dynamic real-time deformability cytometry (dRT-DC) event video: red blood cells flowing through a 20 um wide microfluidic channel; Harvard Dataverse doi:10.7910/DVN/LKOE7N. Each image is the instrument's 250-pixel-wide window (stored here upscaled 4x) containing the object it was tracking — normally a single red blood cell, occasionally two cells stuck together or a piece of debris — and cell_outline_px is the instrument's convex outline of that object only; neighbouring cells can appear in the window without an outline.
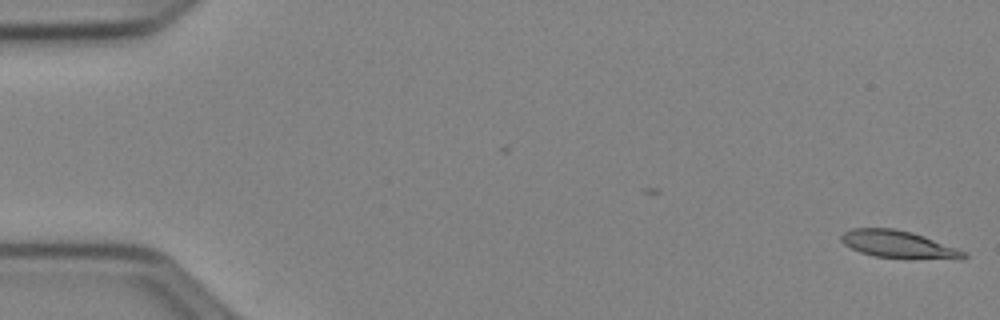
{"species": "Egyptian fruit bat (a non-hibernating species)", "species_latin": "Rousettus aegyptiacus", "temperature_condition": "cold", "stored_images_in_passage": 45, "camera_frame_rate_fps": 3000, "um_per_image_px": 0.085, "animal": {"sex": "female"}, "frame": {"image": 1, "passage_image": 1, "time_ms": 0.0, "image_size_px": [1000, 320], "cell_outline_px": [[968, 256], [964, 260], [960, 260], [872, 256], [860, 252], [844, 244], [840, 240], [840, 236], [844, 232], [852, 228], [892, 228], [912, 232], [924, 236], [956, 248], [964, 252]], "centroid_in_image_um": [76.37, 20.77], "position_along_channel_um": 8.6, "area_um2": 19.48}}
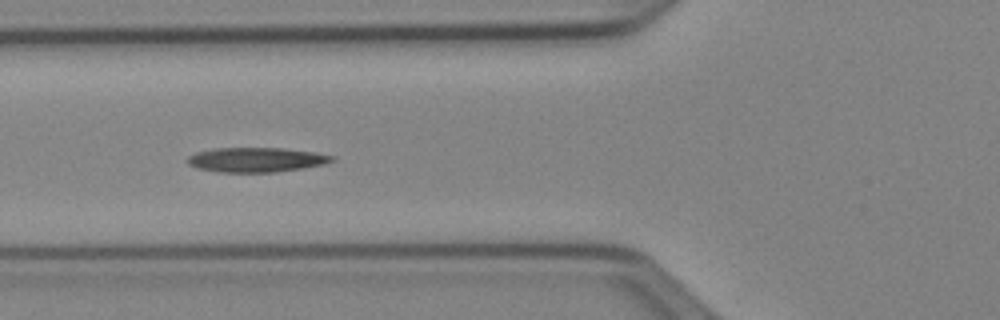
{"frame": {"image": 2, "passage_image": 20, "time_ms": 6.333, "image_size_px": [1000, 320], "cell_outline_px": [[336, 160], [324, 164], [304, 168], [276, 172], [216, 172], [196, 168], [188, 164], [188, 156], [196, 152], [212, 148], [284, 148], [316, 152], [336, 156]], "centroid_in_image_um": [21.8, 13.58], "position_along_channel_um": 104.0, "area_um2": 20.98}}
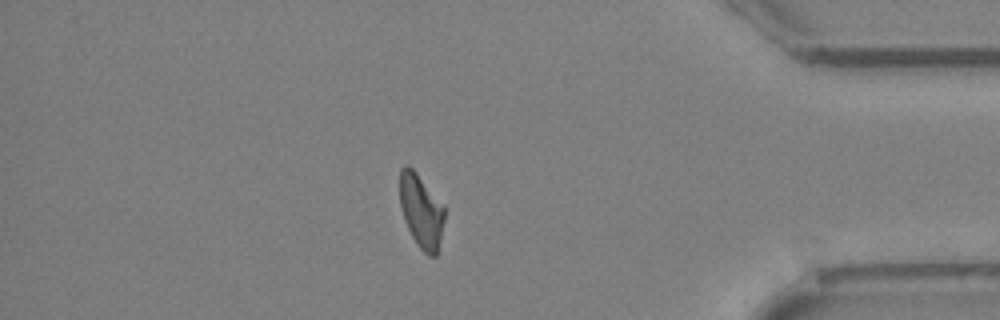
{"frame": {"image": 3, "passage_image": 45, "time_ms": 14.667, "image_size_px": [1000, 320], "cell_outline_px": [[444, 220], [436, 256], [428, 256], [416, 244], [408, 228], [400, 204], [400, 168], [404, 164], [408, 164], [416, 172], [444, 204]], "centroid_in_image_um": [35.8, 17.9], "position_along_channel_um": 399.4, "area_um2": 19.07}, "authors_computed_cell_mechanics": {"area_um2": 20.2878, "velocity_mm_per_s": 3.9352, "shape_relaxation_time_tau1_ms": 6.6646, "shape_relaxation_time_tau2_ms": null, "deformation_change_tau1": 0.1946, "deformation_change_tau2": null}}